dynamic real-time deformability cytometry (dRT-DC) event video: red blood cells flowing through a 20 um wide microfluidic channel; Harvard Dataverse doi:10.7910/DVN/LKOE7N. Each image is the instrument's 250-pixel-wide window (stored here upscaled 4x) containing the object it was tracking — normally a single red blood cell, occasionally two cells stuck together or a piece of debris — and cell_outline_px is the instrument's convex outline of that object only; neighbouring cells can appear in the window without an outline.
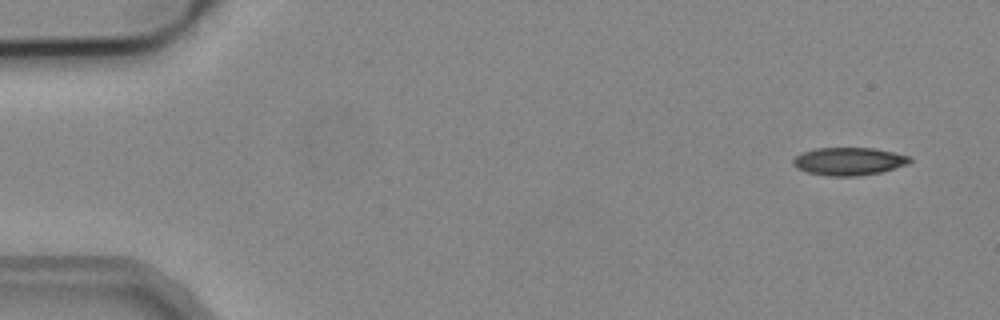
{"species": "common noctule bat (a hibernating species)", "species_latin": "Nyctalus noctula", "temperature_condition": "cold", "stored_images_in_passage": 6, "camera_frame_rate_fps": 3000, "um_per_image_px": 0.085, "animal": {"sex": "male", "body_mass_g": 19.2, "forearm_length_mm": 51.8}, "frame": {"image": 1, "passage_image": 1, "time_ms": 0.0, "image_size_px": [1000, 320], "cell_outline_px": [[912, 160], [908, 164], [880, 172], [856, 176], [828, 176], [808, 172], [796, 168], [792, 164], [792, 160], [800, 152], [816, 148], [876, 148], [908, 156]], "centroid_in_image_um": [72.11, 13.71], "position_along_channel_um": 12.9, "area_um2": 18.9}}
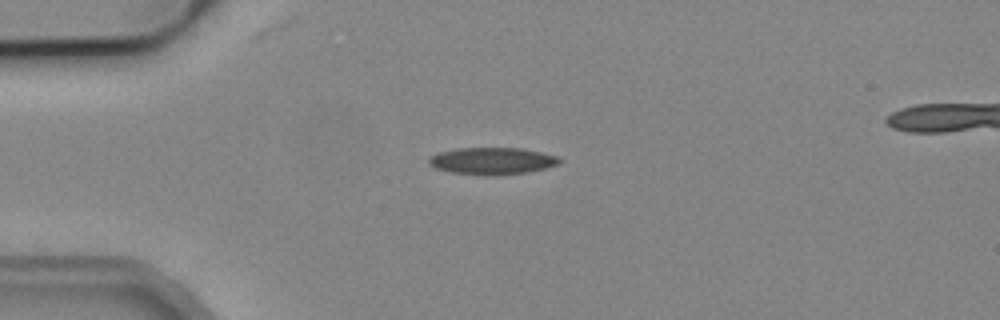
{"frame": {"image": 2, "passage_image": 4, "time_ms": 1.0, "image_size_px": [1000, 320], "cell_outline_px": [[560, 164], [528, 172], [488, 176], [452, 172], [436, 168], [428, 164], [428, 160], [432, 156], [440, 152], [456, 148], [520, 148], [540, 152], [556, 156], [560, 160]], "centroid_in_image_um": [41.82, 13.68], "position_along_channel_um": 43.2, "area_um2": 20.35}}